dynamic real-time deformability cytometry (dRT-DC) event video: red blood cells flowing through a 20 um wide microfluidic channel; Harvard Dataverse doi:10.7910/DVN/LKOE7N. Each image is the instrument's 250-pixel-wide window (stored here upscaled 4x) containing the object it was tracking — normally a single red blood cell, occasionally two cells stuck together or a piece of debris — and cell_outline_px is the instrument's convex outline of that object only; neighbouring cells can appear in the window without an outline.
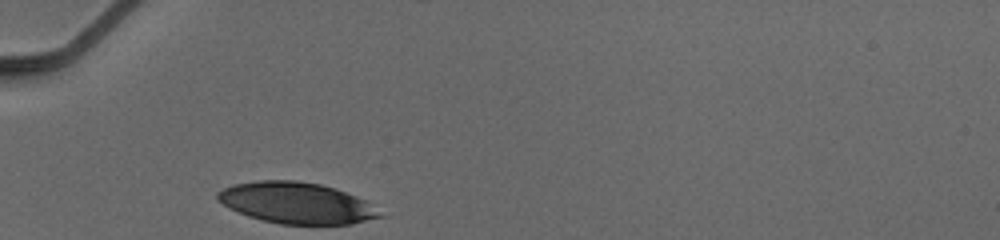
{"species": "human", "species_latin": "Homo sapiens", "temperature_condition": "cold", "stored_images_in_passage": 26, "camera_frame_rate_fps": 3000, "um_per_image_px": 0.085, "donor": {"sex": "male"}, "frame": {"image": 1, "passage_image": 1, "time_ms": 0.0, "image_size_px": [1000, 240], "cell_outline_px": [[388, 216], [352, 224], [280, 224], [260, 220], [248, 216], [216, 200], [216, 192], [232, 184], [256, 180], [296, 180], [320, 184], [356, 196], [364, 200]], "centroid_in_image_um": [25.21, 17.25], "position_along_channel_um": 59.8, "area_um2": 39.02}}
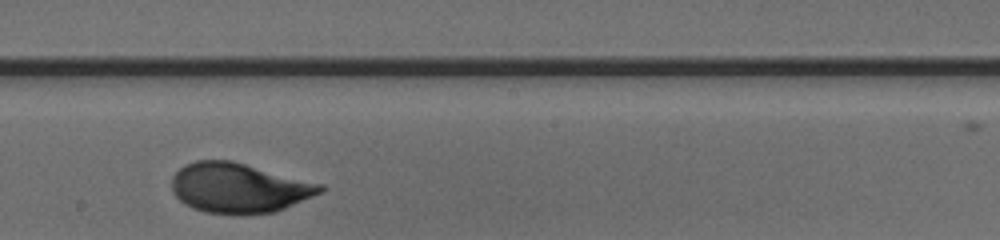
{"frame": {"image": 2, "passage_image": 15, "time_ms": 4.667, "image_size_px": [1000, 240], "cell_outline_px": [[324, 192], [284, 208], [272, 212], [240, 216], [204, 212], [192, 208], [184, 204], [172, 192], [172, 176], [184, 164], [196, 160], [232, 160], [324, 184]], "centroid_in_image_um": [20.31, 15.98], "position_along_channel_um": 227.9, "area_um2": 43.7}}
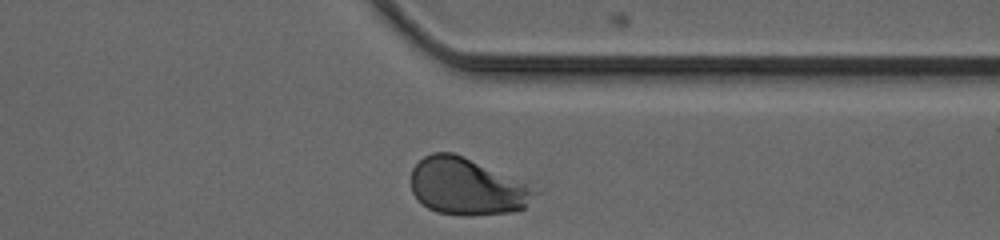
{"frame": {"image": 3, "passage_image": 26, "time_ms": 8.333, "image_size_px": [1000, 240], "cell_outline_px": [[544, 188], [524, 208], [512, 212], [472, 216], [464, 216], [436, 212], [428, 208], [412, 192], [412, 168], [424, 156], [432, 152], [452, 152], [464, 156]], "centroid_in_image_um": [39.81, 15.85], "position_along_channel_um": 371.6, "area_um2": 42.02}}